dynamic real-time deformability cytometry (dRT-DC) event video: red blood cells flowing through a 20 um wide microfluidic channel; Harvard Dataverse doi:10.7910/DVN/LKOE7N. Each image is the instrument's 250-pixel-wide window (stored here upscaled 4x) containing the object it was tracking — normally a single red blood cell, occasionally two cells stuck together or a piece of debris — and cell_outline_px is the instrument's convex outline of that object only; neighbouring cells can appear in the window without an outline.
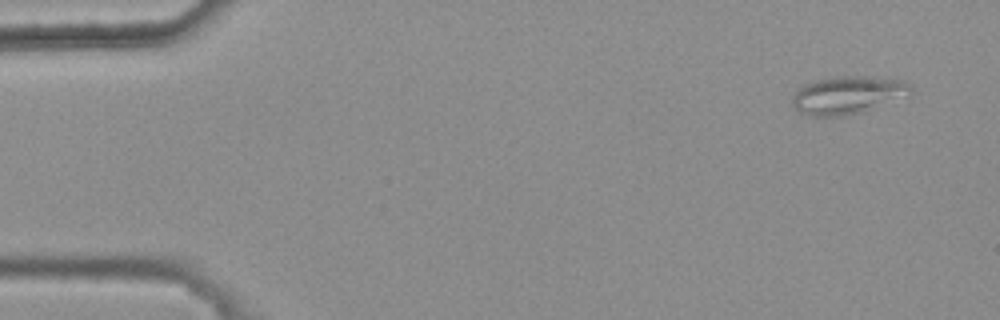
{"species": "common noctule bat (a hibernating species)", "species_latin": "Nyctalus noctula", "temperature_condition": "warm", "stored_images_in_passage": 5, "camera_frame_rate_fps": 3000, "um_per_image_px": 0.085, "animal": {"sex": "female", "body_mass_g": 25.1}, "frame": {"image": 1, "passage_image": 1, "time_ms": 0.0, "image_size_px": [1000, 320], "cell_outline_px": [[912, 96], [864, 112], [844, 116], [812, 116], [800, 112], [792, 104], [792, 96], [804, 84], [816, 80], [840, 76], [868, 76], [904, 80], [912, 84]], "centroid_in_image_um": [72.16, 8.08], "position_along_channel_um": 12.8, "area_um2": 26.65}}
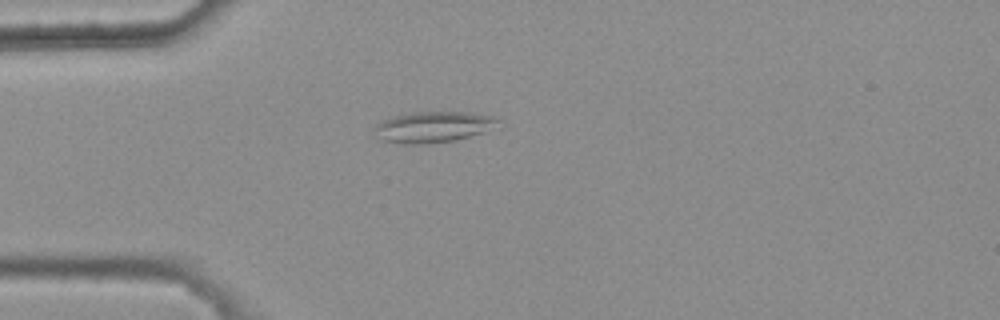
{"frame": {"image": 2, "passage_image": 4, "time_ms": 1.0, "image_size_px": [1000, 320], "cell_outline_px": [[500, 120], [484, 132], [456, 140], [420, 144], [404, 144], [380, 140], [376, 128], [376, 124], [392, 116], [412, 112], [468, 112], [492, 116]], "centroid_in_image_um": [36.8, 10.79], "position_along_channel_um": 48.2, "area_um2": 21.91}}